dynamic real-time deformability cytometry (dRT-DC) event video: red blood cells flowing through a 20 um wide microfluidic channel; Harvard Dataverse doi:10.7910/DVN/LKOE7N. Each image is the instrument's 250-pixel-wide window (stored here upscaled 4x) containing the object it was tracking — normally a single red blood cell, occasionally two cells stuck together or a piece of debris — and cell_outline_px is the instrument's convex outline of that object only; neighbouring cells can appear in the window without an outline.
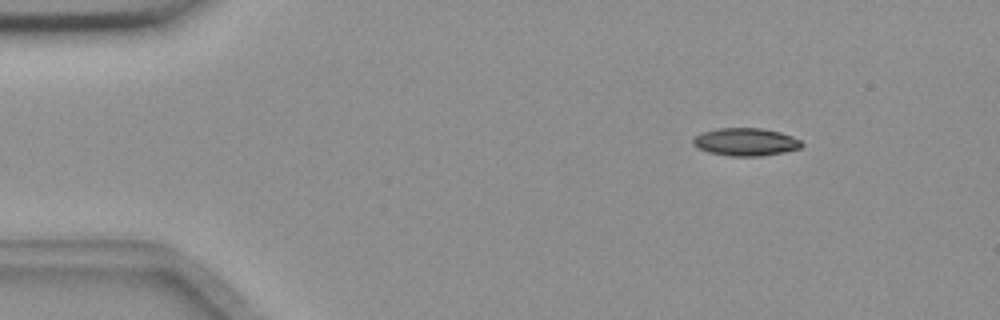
{"species": "common noctule bat (a hibernating species)", "species_latin": "Nyctalus noctula", "temperature_condition": "room temperature", "stored_images_in_passage": 6, "segment_of_instrument_passage": [2, 2], "camera_frame_rate_fps": 3000, "um_per_image_px": 0.085, "animal": {"sex": "female", "body_mass_g": 18.4}, "frame": {"image": 1, "passage_image": 6, "time_ms": 1.667, "image_size_px": [1000, 320], "cell_outline_px": [[804, 144], [800, 148], [784, 152], [760, 156], [732, 156], [708, 152], [692, 144], [692, 140], [700, 132], [716, 128], [760, 128], [780, 132], [792, 136], [800, 140]], "centroid_in_image_um": [63.37, 12.05], "position_along_channel_um": 21.6, "area_um2": 17.57}}